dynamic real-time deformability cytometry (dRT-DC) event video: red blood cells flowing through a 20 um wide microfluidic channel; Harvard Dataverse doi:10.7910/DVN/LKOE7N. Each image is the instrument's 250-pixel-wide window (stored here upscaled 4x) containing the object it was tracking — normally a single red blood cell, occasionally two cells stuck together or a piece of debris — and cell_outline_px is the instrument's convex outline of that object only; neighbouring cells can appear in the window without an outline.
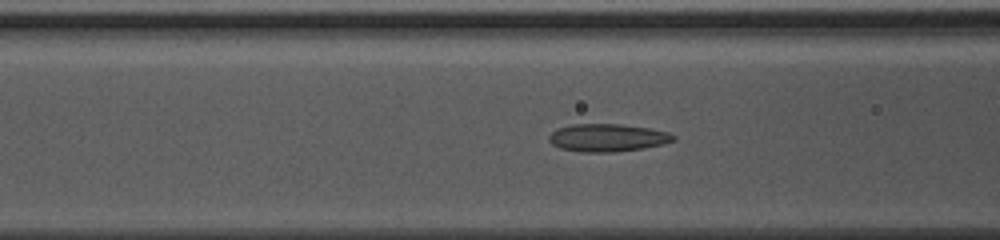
{"species": "common noctule bat (a hibernating species)", "species_latin": "Nyctalus noctula", "temperature_condition": "warm", "stored_images_in_passage": 36, "camera_frame_rate_fps": 3000, "um_per_image_px": 0.085, "animal": {"sex": "female", "body_mass_g": 10.0, "forearm_length_mm": 53.1}, "frame": {"image": 1, "passage_image": 7, "time_ms": 2.0, "image_size_px": [1000, 240], "cell_outline_px": [[676, 140], [664, 144], [644, 148], [612, 152], [584, 152], [560, 148], [552, 144], [548, 140], [548, 136], [556, 128], [572, 124], [620, 124], [648, 128], [668, 132], [676, 136]], "centroid_in_image_um": [51.63, 11.7], "position_along_channel_um": 115.0, "area_um2": 20.17}}
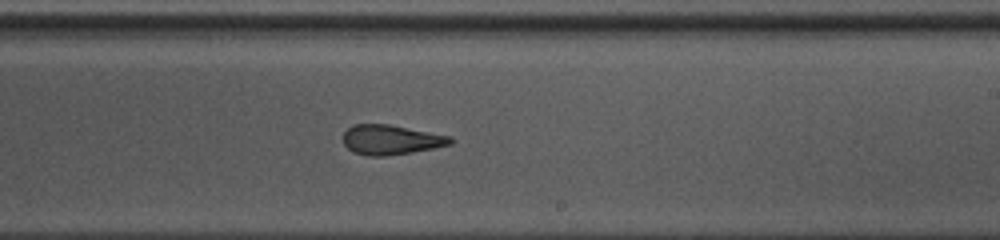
{"frame": {"image": 2, "passage_image": 17, "time_ms": 5.333, "image_size_px": [1000, 240], "cell_outline_px": [[452, 144], [412, 152], [388, 156], [368, 156], [352, 152], [344, 144], [344, 132], [352, 124], [388, 124], [452, 136]], "centroid_in_image_um": [33.22, 11.88], "position_along_channel_um": 255.8, "area_um2": 18.61}}
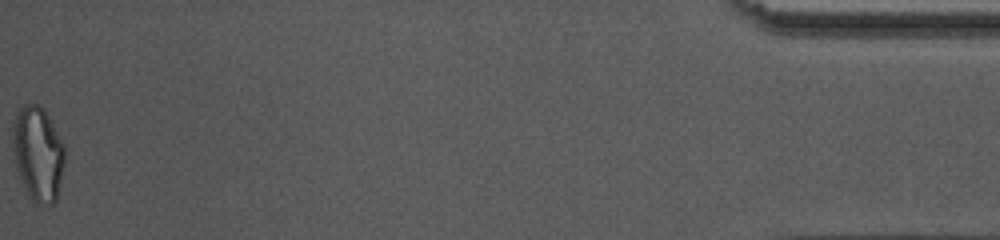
{"frame": {"image": 3, "passage_image": 36, "time_ms": 11.667, "image_size_px": [1000, 240], "cell_outline_px": [[64, 164], [56, 200], [52, 204], [36, 204], [32, 200], [16, 168], [12, 140], [12, 124], [20, 108], [28, 104], [36, 104], [44, 108], [64, 144]], "centroid_in_image_um": [3.23, 13.04], "position_along_channel_um": 432.0, "area_um2": 28.32}, "authors_computed_cell_mechanics": {"area_um2": 19.9121, "velocity_mm_per_s": 4.209, "shape_relaxation_time_tau1_ms": null, "shape_relaxation_time_tau2_ms": 1.1041, "deformation_change_tau1": null, "deformation_change_tau2": 0.0943}}